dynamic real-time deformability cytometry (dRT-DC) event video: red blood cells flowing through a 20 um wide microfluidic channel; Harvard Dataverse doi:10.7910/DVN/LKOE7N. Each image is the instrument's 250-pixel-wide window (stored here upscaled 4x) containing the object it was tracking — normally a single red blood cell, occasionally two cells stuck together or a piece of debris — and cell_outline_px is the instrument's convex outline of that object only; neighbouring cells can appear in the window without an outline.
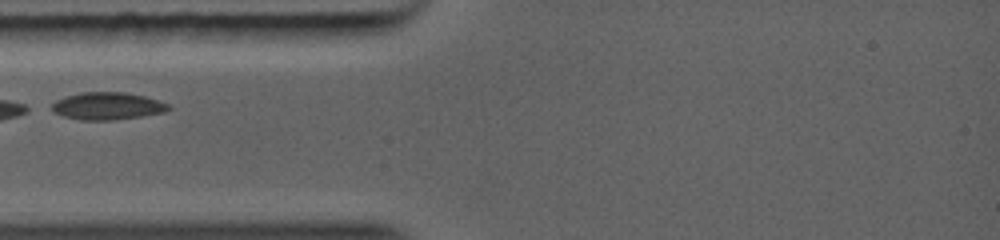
{"species": "common noctule bat (a hibernating species)", "species_latin": "Nyctalus noctula", "temperature_condition": "warm", "stored_images_in_passage": 6, "camera_frame_rate_fps": 5000, "um_per_image_px": 0.085, "animal": {"sex": "female", "body_mass_g": 19.0, "forearm_length_mm": 56.7}, "frame": {"image": 1, "passage_image": 1, "time_ms": 0.0, "image_size_px": [1000, 240], "cell_outline_px": [[172, 108], [164, 112], [116, 120], [80, 120], [64, 116], [52, 112], [52, 104], [56, 100], [80, 92], [124, 92], [144, 96], [168, 104]], "centroid_in_image_um": [9.11, 9.01], "position_along_channel_um": 75.9, "area_um2": 18.5}}